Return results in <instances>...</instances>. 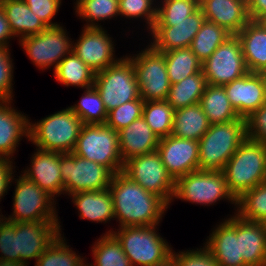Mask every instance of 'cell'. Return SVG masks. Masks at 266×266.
I'll use <instances>...</instances> for the list:
<instances>
[{"mask_svg": "<svg viewBox=\"0 0 266 266\" xmlns=\"http://www.w3.org/2000/svg\"><path fill=\"white\" fill-rule=\"evenodd\" d=\"M204 21L205 16L199 7L180 22H155L150 31L154 40L150 44L162 53L177 48L190 47Z\"/></svg>", "mask_w": 266, "mask_h": 266, "instance_id": "cell-16", "label": "cell"}, {"mask_svg": "<svg viewBox=\"0 0 266 266\" xmlns=\"http://www.w3.org/2000/svg\"><path fill=\"white\" fill-rule=\"evenodd\" d=\"M108 35L102 27H84L77 42L72 44V51L93 71L104 70L118 61Z\"/></svg>", "mask_w": 266, "mask_h": 266, "instance_id": "cell-17", "label": "cell"}, {"mask_svg": "<svg viewBox=\"0 0 266 266\" xmlns=\"http://www.w3.org/2000/svg\"><path fill=\"white\" fill-rule=\"evenodd\" d=\"M76 13L87 21L85 27H101L95 21L119 16V0H76Z\"/></svg>", "mask_w": 266, "mask_h": 266, "instance_id": "cell-39", "label": "cell"}, {"mask_svg": "<svg viewBox=\"0 0 266 266\" xmlns=\"http://www.w3.org/2000/svg\"><path fill=\"white\" fill-rule=\"evenodd\" d=\"M73 153L109 168L114 174L123 170L119 135L106 124H84Z\"/></svg>", "mask_w": 266, "mask_h": 266, "instance_id": "cell-6", "label": "cell"}, {"mask_svg": "<svg viewBox=\"0 0 266 266\" xmlns=\"http://www.w3.org/2000/svg\"><path fill=\"white\" fill-rule=\"evenodd\" d=\"M246 138L245 119L210 125L199 140V170L222 171Z\"/></svg>", "mask_w": 266, "mask_h": 266, "instance_id": "cell-3", "label": "cell"}, {"mask_svg": "<svg viewBox=\"0 0 266 266\" xmlns=\"http://www.w3.org/2000/svg\"><path fill=\"white\" fill-rule=\"evenodd\" d=\"M237 215L247 221L266 219V181L243 193L237 200Z\"/></svg>", "mask_w": 266, "mask_h": 266, "instance_id": "cell-36", "label": "cell"}, {"mask_svg": "<svg viewBox=\"0 0 266 266\" xmlns=\"http://www.w3.org/2000/svg\"><path fill=\"white\" fill-rule=\"evenodd\" d=\"M60 25L48 27L36 35L19 39L29 58L39 69L58 63L72 51V41Z\"/></svg>", "mask_w": 266, "mask_h": 266, "instance_id": "cell-14", "label": "cell"}, {"mask_svg": "<svg viewBox=\"0 0 266 266\" xmlns=\"http://www.w3.org/2000/svg\"><path fill=\"white\" fill-rule=\"evenodd\" d=\"M208 238L205 246L212 252L219 266H247L240 255L237 214L221 222Z\"/></svg>", "mask_w": 266, "mask_h": 266, "instance_id": "cell-21", "label": "cell"}, {"mask_svg": "<svg viewBox=\"0 0 266 266\" xmlns=\"http://www.w3.org/2000/svg\"><path fill=\"white\" fill-rule=\"evenodd\" d=\"M231 106L246 119L265 102L261 72H248L223 86Z\"/></svg>", "mask_w": 266, "mask_h": 266, "instance_id": "cell-19", "label": "cell"}, {"mask_svg": "<svg viewBox=\"0 0 266 266\" xmlns=\"http://www.w3.org/2000/svg\"><path fill=\"white\" fill-rule=\"evenodd\" d=\"M263 226H264V230H265V233H266V219L262 222Z\"/></svg>", "mask_w": 266, "mask_h": 266, "instance_id": "cell-56", "label": "cell"}, {"mask_svg": "<svg viewBox=\"0 0 266 266\" xmlns=\"http://www.w3.org/2000/svg\"><path fill=\"white\" fill-rule=\"evenodd\" d=\"M61 153L37 148L31 159V168L24 171L27 179L34 182L53 198L64 194V182L60 169Z\"/></svg>", "mask_w": 266, "mask_h": 266, "instance_id": "cell-20", "label": "cell"}, {"mask_svg": "<svg viewBox=\"0 0 266 266\" xmlns=\"http://www.w3.org/2000/svg\"><path fill=\"white\" fill-rule=\"evenodd\" d=\"M122 172L146 191L161 197L168 205L175 192V180L168 173L157 150L134 156L124 162Z\"/></svg>", "mask_w": 266, "mask_h": 266, "instance_id": "cell-8", "label": "cell"}, {"mask_svg": "<svg viewBox=\"0 0 266 266\" xmlns=\"http://www.w3.org/2000/svg\"><path fill=\"white\" fill-rule=\"evenodd\" d=\"M236 35L241 43L248 71H266V24L250 20Z\"/></svg>", "mask_w": 266, "mask_h": 266, "instance_id": "cell-25", "label": "cell"}, {"mask_svg": "<svg viewBox=\"0 0 266 266\" xmlns=\"http://www.w3.org/2000/svg\"><path fill=\"white\" fill-rule=\"evenodd\" d=\"M154 226L119 227L118 231H108L121 243L123 251L132 266H155L171 257L168 242L157 234Z\"/></svg>", "mask_w": 266, "mask_h": 266, "instance_id": "cell-5", "label": "cell"}, {"mask_svg": "<svg viewBox=\"0 0 266 266\" xmlns=\"http://www.w3.org/2000/svg\"><path fill=\"white\" fill-rule=\"evenodd\" d=\"M199 141L169 135L161 138L157 151L168 173L179 177L199 170Z\"/></svg>", "mask_w": 266, "mask_h": 266, "instance_id": "cell-18", "label": "cell"}, {"mask_svg": "<svg viewBox=\"0 0 266 266\" xmlns=\"http://www.w3.org/2000/svg\"><path fill=\"white\" fill-rule=\"evenodd\" d=\"M250 20L262 21L266 17V0H247Z\"/></svg>", "mask_w": 266, "mask_h": 266, "instance_id": "cell-50", "label": "cell"}, {"mask_svg": "<svg viewBox=\"0 0 266 266\" xmlns=\"http://www.w3.org/2000/svg\"><path fill=\"white\" fill-rule=\"evenodd\" d=\"M96 72L87 66L73 51L65 56L54 70L56 80L65 86L84 89L94 85Z\"/></svg>", "mask_w": 266, "mask_h": 266, "instance_id": "cell-31", "label": "cell"}, {"mask_svg": "<svg viewBox=\"0 0 266 266\" xmlns=\"http://www.w3.org/2000/svg\"><path fill=\"white\" fill-rule=\"evenodd\" d=\"M202 70L207 84L215 86H224L247 74L249 71L237 35L227 38L202 63Z\"/></svg>", "mask_w": 266, "mask_h": 266, "instance_id": "cell-13", "label": "cell"}, {"mask_svg": "<svg viewBox=\"0 0 266 266\" xmlns=\"http://www.w3.org/2000/svg\"><path fill=\"white\" fill-rule=\"evenodd\" d=\"M92 249L95 264L89 266H132L121 243L112 233L102 235Z\"/></svg>", "mask_w": 266, "mask_h": 266, "instance_id": "cell-37", "label": "cell"}, {"mask_svg": "<svg viewBox=\"0 0 266 266\" xmlns=\"http://www.w3.org/2000/svg\"><path fill=\"white\" fill-rule=\"evenodd\" d=\"M205 20L238 34L250 21L247 0H199Z\"/></svg>", "mask_w": 266, "mask_h": 266, "instance_id": "cell-22", "label": "cell"}, {"mask_svg": "<svg viewBox=\"0 0 266 266\" xmlns=\"http://www.w3.org/2000/svg\"><path fill=\"white\" fill-rule=\"evenodd\" d=\"M154 0H119V14L127 18L144 17L150 31L153 29L156 17L157 8L152 5Z\"/></svg>", "mask_w": 266, "mask_h": 266, "instance_id": "cell-43", "label": "cell"}, {"mask_svg": "<svg viewBox=\"0 0 266 266\" xmlns=\"http://www.w3.org/2000/svg\"><path fill=\"white\" fill-rule=\"evenodd\" d=\"M109 190L120 227L158 225L168 208L161 197L146 191L122 171L113 175Z\"/></svg>", "mask_w": 266, "mask_h": 266, "instance_id": "cell-1", "label": "cell"}, {"mask_svg": "<svg viewBox=\"0 0 266 266\" xmlns=\"http://www.w3.org/2000/svg\"><path fill=\"white\" fill-rule=\"evenodd\" d=\"M63 238L60 234L36 260L35 266H82L86 263L69 248Z\"/></svg>", "mask_w": 266, "mask_h": 266, "instance_id": "cell-40", "label": "cell"}, {"mask_svg": "<svg viewBox=\"0 0 266 266\" xmlns=\"http://www.w3.org/2000/svg\"><path fill=\"white\" fill-rule=\"evenodd\" d=\"M191 203L212 205L227 199L236 205V199L229 192L223 171L196 170L175 181L173 199Z\"/></svg>", "mask_w": 266, "mask_h": 266, "instance_id": "cell-10", "label": "cell"}, {"mask_svg": "<svg viewBox=\"0 0 266 266\" xmlns=\"http://www.w3.org/2000/svg\"><path fill=\"white\" fill-rule=\"evenodd\" d=\"M237 238L247 266L266 264V233L262 222L243 220L237 215Z\"/></svg>", "mask_w": 266, "mask_h": 266, "instance_id": "cell-26", "label": "cell"}, {"mask_svg": "<svg viewBox=\"0 0 266 266\" xmlns=\"http://www.w3.org/2000/svg\"><path fill=\"white\" fill-rule=\"evenodd\" d=\"M199 103L211 125L244 119L231 106L223 86L207 84Z\"/></svg>", "mask_w": 266, "mask_h": 266, "instance_id": "cell-30", "label": "cell"}, {"mask_svg": "<svg viewBox=\"0 0 266 266\" xmlns=\"http://www.w3.org/2000/svg\"><path fill=\"white\" fill-rule=\"evenodd\" d=\"M11 100H0V158L13 156L22 136L29 138L30 120L11 107ZM10 105V106H9Z\"/></svg>", "mask_w": 266, "mask_h": 266, "instance_id": "cell-23", "label": "cell"}, {"mask_svg": "<svg viewBox=\"0 0 266 266\" xmlns=\"http://www.w3.org/2000/svg\"><path fill=\"white\" fill-rule=\"evenodd\" d=\"M107 112L140 97L132 61L126 56L95 74L93 85Z\"/></svg>", "mask_w": 266, "mask_h": 266, "instance_id": "cell-7", "label": "cell"}, {"mask_svg": "<svg viewBox=\"0 0 266 266\" xmlns=\"http://www.w3.org/2000/svg\"><path fill=\"white\" fill-rule=\"evenodd\" d=\"M171 257L175 266H219L212 252L204 246L197 250H187L184 252H171Z\"/></svg>", "mask_w": 266, "mask_h": 266, "instance_id": "cell-45", "label": "cell"}, {"mask_svg": "<svg viewBox=\"0 0 266 266\" xmlns=\"http://www.w3.org/2000/svg\"><path fill=\"white\" fill-rule=\"evenodd\" d=\"M2 9L14 37L22 39L48 28L23 0H9Z\"/></svg>", "mask_w": 266, "mask_h": 266, "instance_id": "cell-28", "label": "cell"}, {"mask_svg": "<svg viewBox=\"0 0 266 266\" xmlns=\"http://www.w3.org/2000/svg\"><path fill=\"white\" fill-rule=\"evenodd\" d=\"M118 135L119 153L123 162L157 150L160 141L143 117L118 131Z\"/></svg>", "mask_w": 266, "mask_h": 266, "instance_id": "cell-24", "label": "cell"}, {"mask_svg": "<svg viewBox=\"0 0 266 266\" xmlns=\"http://www.w3.org/2000/svg\"><path fill=\"white\" fill-rule=\"evenodd\" d=\"M71 196L73 203L79 210L80 219L106 223L114 218L113 198L109 188L81 191L71 194Z\"/></svg>", "mask_w": 266, "mask_h": 266, "instance_id": "cell-27", "label": "cell"}, {"mask_svg": "<svg viewBox=\"0 0 266 266\" xmlns=\"http://www.w3.org/2000/svg\"><path fill=\"white\" fill-rule=\"evenodd\" d=\"M261 76H262V82L264 85V98L266 102V71L261 72Z\"/></svg>", "mask_w": 266, "mask_h": 266, "instance_id": "cell-54", "label": "cell"}, {"mask_svg": "<svg viewBox=\"0 0 266 266\" xmlns=\"http://www.w3.org/2000/svg\"><path fill=\"white\" fill-rule=\"evenodd\" d=\"M160 5L156 22H180L199 8V0H163Z\"/></svg>", "mask_w": 266, "mask_h": 266, "instance_id": "cell-42", "label": "cell"}, {"mask_svg": "<svg viewBox=\"0 0 266 266\" xmlns=\"http://www.w3.org/2000/svg\"><path fill=\"white\" fill-rule=\"evenodd\" d=\"M19 262L37 260L61 234L59 221L15 222Z\"/></svg>", "mask_w": 266, "mask_h": 266, "instance_id": "cell-15", "label": "cell"}, {"mask_svg": "<svg viewBox=\"0 0 266 266\" xmlns=\"http://www.w3.org/2000/svg\"><path fill=\"white\" fill-rule=\"evenodd\" d=\"M231 35L225 28L205 20L192 40L190 48L203 63Z\"/></svg>", "mask_w": 266, "mask_h": 266, "instance_id": "cell-34", "label": "cell"}, {"mask_svg": "<svg viewBox=\"0 0 266 266\" xmlns=\"http://www.w3.org/2000/svg\"><path fill=\"white\" fill-rule=\"evenodd\" d=\"M30 10L36 14L47 27L58 26L52 18L57 14L61 0H23Z\"/></svg>", "mask_w": 266, "mask_h": 266, "instance_id": "cell-48", "label": "cell"}, {"mask_svg": "<svg viewBox=\"0 0 266 266\" xmlns=\"http://www.w3.org/2000/svg\"><path fill=\"white\" fill-rule=\"evenodd\" d=\"M164 57L171 84L178 83L188 76L202 71V62L196 57L190 47L164 52Z\"/></svg>", "mask_w": 266, "mask_h": 266, "instance_id": "cell-33", "label": "cell"}, {"mask_svg": "<svg viewBox=\"0 0 266 266\" xmlns=\"http://www.w3.org/2000/svg\"><path fill=\"white\" fill-rule=\"evenodd\" d=\"M222 171L229 192L237 200L266 181V144L246 138Z\"/></svg>", "mask_w": 266, "mask_h": 266, "instance_id": "cell-2", "label": "cell"}, {"mask_svg": "<svg viewBox=\"0 0 266 266\" xmlns=\"http://www.w3.org/2000/svg\"><path fill=\"white\" fill-rule=\"evenodd\" d=\"M175 110L166 100L146 101L142 117L159 139L171 135Z\"/></svg>", "mask_w": 266, "mask_h": 266, "instance_id": "cell-35", "label": "cell"}, {"mask_svg": "<svg viewBox=\"0 0 266 266\" xmlns=\"http://www.w3.org/2000/svg\"><path fill=\"white\" fill-rule=\"evenodd\" d=\"M12 76L13 63L10 58V49L8 47H0V100L12 101Z\"/></svg>", "mask_w": 266, "mask_h": 266, "instance_id": "cell-46", "label": "cell"}, {"mask_svg": "<svg viewBox=\"0 0 266 266\" xmlns=\"http://www.w3.org/2000/svg\"><path fill=\"white\" fill-rule=\"evenodd\" d=\"M25 262L8 261L0 258V266H27Z\"/></svg>", "mask_w": 266, "mask_h": 266, "instance_id": "cell-52", "label": "cell"}, {"mask_svg": "<svg viewBox=\"0 0 266 266\" xmlns=\"http://www.w3.org/2000/svg\"><path fill=\"white\" fill-rule=\"evenodd\" d=\"M207 81L203 70L171 84L166 101L174 109L184 108L200 102Z\"/></svg>", "mask_w": 266, "mask_h": 266, "instance_id": "cell-32", "label": "cell"}, {"mask_svg": "<svg viewBox=\"0 0 266 266\" xmlns=\"http://www.w3.org/2000/svg\"><path fill=\"white\" fill-rule=\"evenodd\" d=\"M155 266H175V263L173 261V258L170 257L168 260H166L164 263L155 265Z\"/></svg>", "mask_w": 266, "mask_h": 266, "instance_id": "cell-53", "label": "cell"}, {"mask_svg": "<svg viewBox=\"0 0 266 266\" xmlns=\"http://www.w3.org/2000/svg\"><path fill=\"white\" fill-rule=\"evenodd\" d=\"M84 123L68 107L35 124L29 123V138L36 148L60 153H72Z\"/></svg>", "mask_w": 266, "mask_h": 266, "instance_id": "cell-4", "label": "cell"}, {"mask_svg": "<svg viewBox=\"0 0 266 266\" xmlns=\"http://www.w3.org/2000/svg\"><path fill=\"white\" fill-rule=\"evenodd\" d=\"M133 64L141 99L166 100L170 90L164 53L149 45L139 54L128 57Z\"/></svg>", "mask_w": 266, "mask_h": 266, "instance_id": "cell-9", "label": "cell"}, {"mask_svg": "<svg viewBox=\"0 0 266 266\" xmlns=\"http://www.w3.org/2000/svg\"><path fill=\"white\" fill-rule=\"evenodd\" d=\"M210 125L202 106L197 103L175 110L171 135L199 141Z\"/></svg>", "mask_w": 266, "mask_h": 266, "instance_id": "cell-29", "label": "cell"}, {"mask_svg": "<svg viewBox=\"0 0 266 266\" xmlns=\"http://www.w3.org/2000/svg\"><path fill=\"white\" fill-rule=\"evenodd\" d=\"M245 121L247 138L266 144V103L252 112Z\"/></svg>", "mask_w": 266, "mask_h": 266, "instance_id": "cell-47", "label": "cell"}, {"mask_svg": "<svg viewBox=\"0 0 266 266\" xmlns=\"http://www.w3.org/2000/svg\"><path fill=\"white\" fill-rule=\"evenodd\" d=\"M12 37H14V35L11 32L9 23L3 12V9L2 7H0V47H9L8 39H11Z\"/></svg>", "mask_w": 266, "mask_h": 266, "instance_id": "cell-51", "label": "cell"}, {"mask_svg": "<svg viewBox=\"0 0 266 266\" xmlns=\"http://www.w3.org/2000/svg\"><path fill=\"white\" fill-rule=\"evenodd\" d=\"M15 181L14 211L12 216L4 217V219L12 222L59 221L54 208V198L48 192L42 190L24 175L19 176V179Z\"/></svg>", "mask_w": 266, "mask_h": 266, "instance_id": "cell-12", "label": "cell"}, {"mask_svg": "<svg viewBox=\"0 0 266 266\" xmlns=\"http://www.w3.org/2000/svg\"><path fill=\"white\" fill-rule=\"evenodd\" d=\"M13 163L9 158H0V199L7 193L9 185L14 180Z\"/></svg>", "mask_w": 266, "mask_h": 266, "instance_id": "cell-49", "label": "cell"}, {"mask_svg": "<svg viewBox=\"0 0 266 266\" xmlns=\"http://www.w3.org/2000/svg\"><path fill=\"white\" fill-rule=\"evenodd\" d=\"M9 0H0V7L6 4Z\"/></svg>", "mask_w": 266, "mask_h": 266, "instance_id": "cell-55", "label": "cell"}, {"mask_svg": "<svg viewBox=\"0 0 266 266\" xmlns=\"http://www.w3.org/2000/svg\"><path fill=\"white\" fill-rule=\"evenodd\" d=\"M60 169L64 193L108 189L114 173L104 165L72 153H61Z\"/></svg>", "mask_w": 266, "mask_h": 266, "instance_id": "cell-11", "label": "cell"}, {"mask_svg": "<svg viewBox=\"0 0 266 266\" xmlns=\"http://www.w3.org/2000/svg\"><path fill=\"white\" fill-rule=\"evenodd\" d=\"M0 252L1 259L19 262L15 222L4 219V216L0 220Z\"/></svg>", "mask_w": 266, "mask_h": 266, "instance_id": "cell-44", "label": "cell"}, {"mask_svg": "<svg viewBox=\"0 0 266 266\" xmlns=\"http://www.w3.org/2000/svg\"><path fill=\"white\" fill-rule=\"evenodd\" d=\"M144 101L139 97L136 100L126 102L108 112L106 125L115 131H120L133 121L142 117Z\"/></svg>", "mask_w": 266, "mask_h": 266, "instance_id": "cell-41", "label": "cell"}, {"mask_svg": "<svg viewBox=\"0 0 266 266\" xmlns=\"http://www.w3.org/2000/svg\"><path fill=\"white\" fill-rule=\"evenodd\" d=\"M79 103L69 107L84 124H105L108 112L97 89L92 86L84 91Z\"/></svg>", "mask_w": 266, "mask_h": 266, "instance_id": "cell-38", "label": "cell"}, {"mask_svg": "<svg viewBox=\"0 0 266 266\" xmlns=\"http://www.w3.org/2000/svg\"><path fill=\"white\" fill-rule=\"evenodd\" d=\"M262 21L266 24V17Z\"/></svg>", "mask_w": 266, "mask_h": 266, "instance_id": "cell-57", "label": "cell"}]
</instances>
